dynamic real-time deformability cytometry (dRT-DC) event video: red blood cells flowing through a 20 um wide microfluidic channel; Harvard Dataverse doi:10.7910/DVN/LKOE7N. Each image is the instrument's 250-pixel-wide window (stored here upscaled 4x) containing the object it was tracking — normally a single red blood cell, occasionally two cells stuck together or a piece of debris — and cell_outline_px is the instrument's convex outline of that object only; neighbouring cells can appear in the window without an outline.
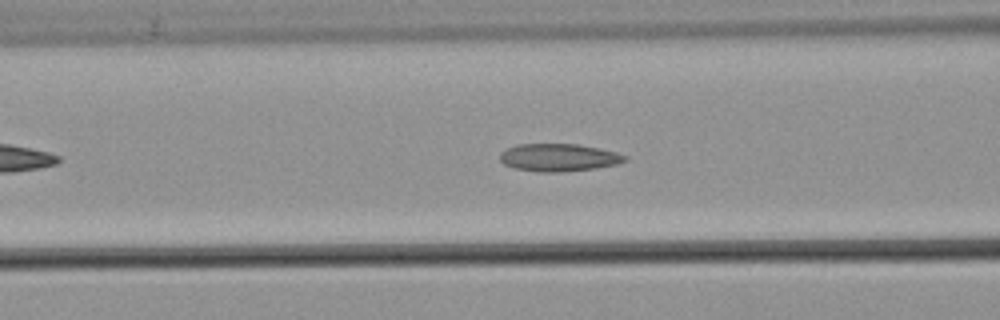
{"species": "common noctule bat (a hibernating species)", "species_latin": "Nyctalus noctula", "temperature_condition": "warm", "stored_images_in_passage": 38, "camera_frame_rate_fps": 3000, "um_per_image_px": 0.085, "animal": {"sex": "male", "body_mass_g": 21.5, "forearm_length_mm": 52.0}, "frame": {"image": 1, "passage_image": 12, "time_ms": 3.667, "image_size_px": [1000, 320], "cell_outline_px": [[628, 160], [616, 164], [596, 168], [560, 172], [536, 172], [516, 168], [504, 164], [500, 160], [500, 152], [516, 144], [576, 144], [600, 148], [616, 152], [628, 156]], "centroid_in_image_um": [47.5, 13.38], "position_along_channel_um": 119.1, "area_um2": 20.17}, "authors_computed_cell_mechanics": {"area_um2": 19.5075, "velocity_mm_per_s": 3.82, "shape_relaxation_time_tau1_ms": null, "shape_relaxation_time_tau2_ms": 6.2762, "deformation_change_tau1": null, "deformation_change_tau2": 0.1201}}